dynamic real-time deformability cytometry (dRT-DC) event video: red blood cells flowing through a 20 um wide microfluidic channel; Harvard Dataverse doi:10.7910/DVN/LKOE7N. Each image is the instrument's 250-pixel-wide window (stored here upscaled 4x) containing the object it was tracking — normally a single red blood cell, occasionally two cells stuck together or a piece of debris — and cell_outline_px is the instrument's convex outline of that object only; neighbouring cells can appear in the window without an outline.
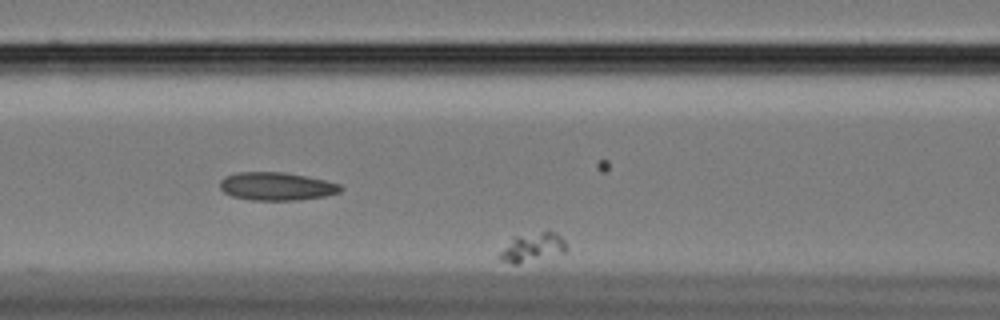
{"species": "Egyptian fruit bat (a non-hibernating species)", "species_latin": "Rousettus aegyptiacus", "temperature_condition": "cold", "stored_images_in_passage": 56, "camera_frame_rate_fps": 3000, "um_per_image_px": 0.085, "animal": {"sex": "female"}, "frame": {"image": 1, "passage_image": 16, "time_ms": 5.0, "image_size_px": [1000, 320], "cell_outline_px": [[568, 252], [516, 264], [512, 264], [500, 260], [496, 256], [512, 236], [544, 232], [556, 232], [564, 240], [568, 248]], "centroid_in_image_um": [45.24, 21.04], "position_along_channel_um": 121.4, "area_um2": 11.39}}
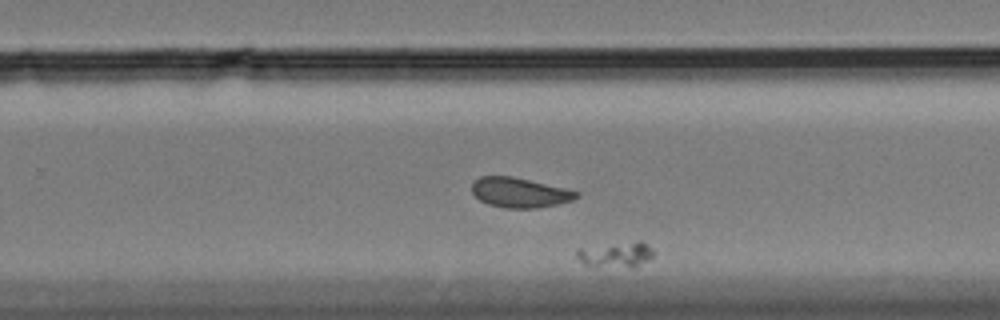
{"frame": {"image": 2, "passage_image": 35, "time_ms": 11.333, "image_size_px": [1000, 320], "cell_outline_px": [[652, 256], [648, 260], [636, 268], [632, 268], [584, 264], [576, 256], [576, 248], [640, 240], [648, 244], [652, 248]], "centroid_in_image_um": [52.38, 21.62], "position_along_channel_um": 277.4, "area_um2": 11.44}}
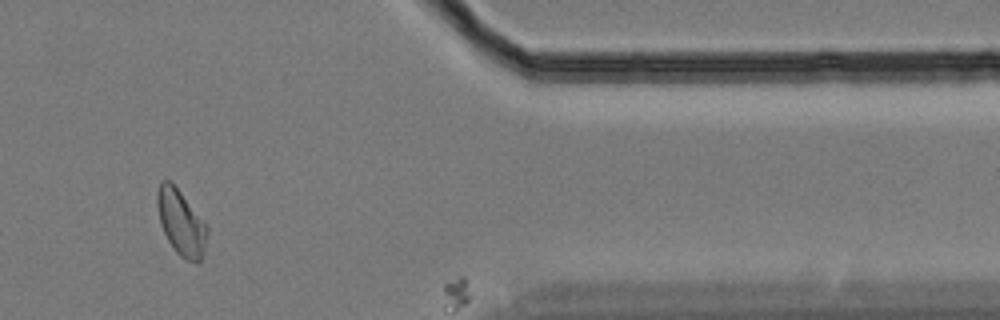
{"frame": {"image": 3, "passage_image": 47, "time_ms": 15.333, "image_size_px": [1000, 320], "cell_outline_px": [[208, 232], [204, 252], [200, 260], [196, 264], [184, 260], [176, 252], [168, 240], [160, 224], [156, 204], [156, 192], [160, 180], [168, 180], [180, 192], [208, 224]], "centroid_in_image_um": [15.4, 18.94], "position_along_channel_um": 396.0, "area_um2": 19.31}}